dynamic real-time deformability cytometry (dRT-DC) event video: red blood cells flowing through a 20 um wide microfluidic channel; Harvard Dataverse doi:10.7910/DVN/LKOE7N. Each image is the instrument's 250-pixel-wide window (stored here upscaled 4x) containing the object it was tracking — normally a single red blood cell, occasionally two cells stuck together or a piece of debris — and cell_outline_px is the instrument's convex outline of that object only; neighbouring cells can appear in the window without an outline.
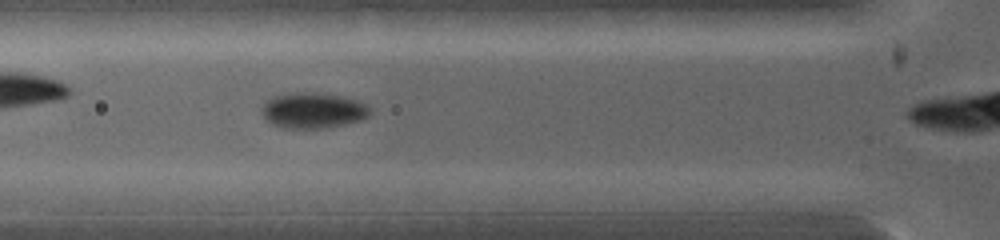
{"species": "common noctule bat (a hibernating species)", "species_latin": "Nyctalus noctula", "temperature_condition": "warm", "stored_images_in_passage": 5, "camera_frame_rate_fps": 5000, "um_per_image_px": 0.085, "animal": {"sex": "female", "body_mass_g": 19.0, "forearm_length_mm": 53.3}, "frame": {"image": 1, "passage_image": 5, "time_ms": 1.8, "image_size_px": [1000, 240], "cell_outline_px": [[372, 112], [368, 116], [360, 120], [344, 124], [324, 128], [288, 128], [272, 124], [260, 112], [260, 104], [264, 100], [272, 96], [296, 92], [312, 92], [340, 96], [356, 100], [372, 108]], "centroid_in_image_um": [26.56, 9.37], "position_along_channel_um": 99.2, "area_um2": 22.6}}